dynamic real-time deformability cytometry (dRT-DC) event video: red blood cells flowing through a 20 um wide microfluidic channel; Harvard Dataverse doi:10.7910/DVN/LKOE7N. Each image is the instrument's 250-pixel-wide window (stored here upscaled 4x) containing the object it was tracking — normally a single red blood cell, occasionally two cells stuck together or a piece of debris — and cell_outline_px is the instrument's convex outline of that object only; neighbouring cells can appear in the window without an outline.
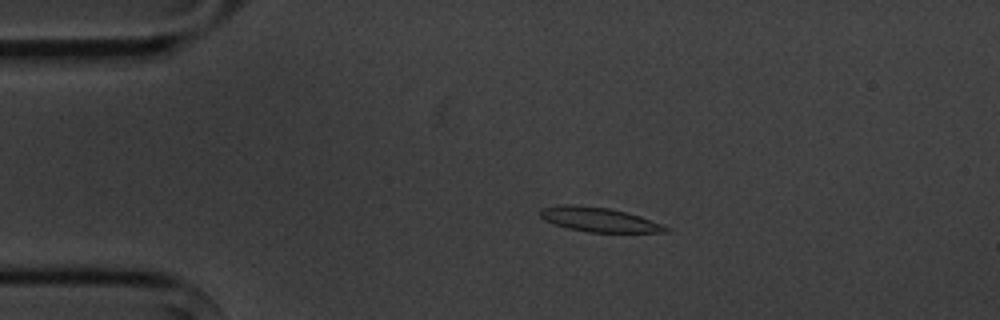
{"species": "common noctule bat (a hibernating species)", "species_latin": "Nyctalus noctula", "temperature_condition": "cold", "stored_images_in_passage": 5, "camera_frame_rate_fps": 3000, "um_per_image_px": 0.085, "animal": {"sex": "male", "body_mass_g": 20.1, "forearm_length_mm": 53.5}, "frame": {"image": 1, "passage_image": 4, "time_ms": 3.333, "image_size_px": [1000, 320], "cell_outline_px": [[672, 228], [668, 232], [588, 232], [568, 228], [544, 220], [540, 216], [540, 208], [564, 204], [572, 204], [608, 208], [640, 216], [664, 224]], "centroid_in_image_um": [50.94, 18.66], "position_along_channel_um": 34.1, "area_um2": 17.8}}